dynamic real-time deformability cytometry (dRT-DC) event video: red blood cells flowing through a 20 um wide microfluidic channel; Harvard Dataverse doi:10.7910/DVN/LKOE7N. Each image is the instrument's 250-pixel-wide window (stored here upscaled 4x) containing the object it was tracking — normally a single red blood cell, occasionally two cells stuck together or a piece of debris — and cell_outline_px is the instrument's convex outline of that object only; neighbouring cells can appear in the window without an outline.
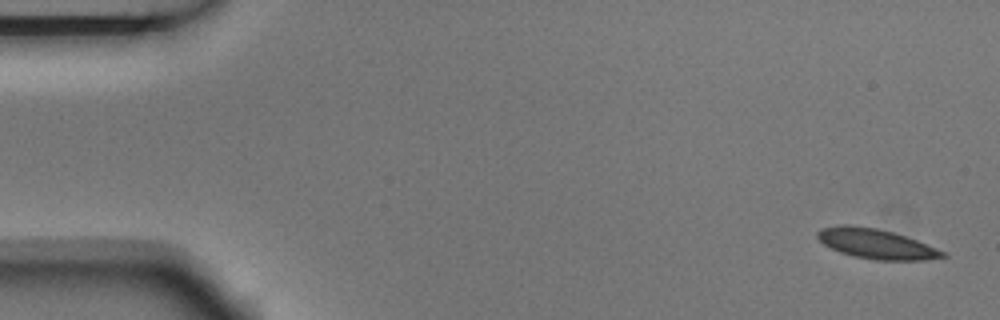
{"species": "Egyptian fruit bat (a non-hibernating species)", "species_latin": "Rousettus aegyptiacus", "temperature_condition": "room temperature", "stored_images_in_passage": 4, "camera_frame_rate_fps": 3000, "um_per_image_px": 0.085, "animal": {"sex": "male"}, "frame": {"image": 1, "passage_image": 1, "time_ms": 0.0, "image_size_px": [1000, 320], "cell_outline_px": [[948, 256], [924, 260], [872, 260], [852, 256], [840, 252], [824, 244], [816, 236], [816, 232], [824, 228], [840, 224], [848, 224], [876, 228], [892, 232], [916, 240], [936, 248], [944, 252]], "centroid_in_image_um": [74.44, 20.73], "position_along_channel_um": 10.6, "area_um2": 21.62}}